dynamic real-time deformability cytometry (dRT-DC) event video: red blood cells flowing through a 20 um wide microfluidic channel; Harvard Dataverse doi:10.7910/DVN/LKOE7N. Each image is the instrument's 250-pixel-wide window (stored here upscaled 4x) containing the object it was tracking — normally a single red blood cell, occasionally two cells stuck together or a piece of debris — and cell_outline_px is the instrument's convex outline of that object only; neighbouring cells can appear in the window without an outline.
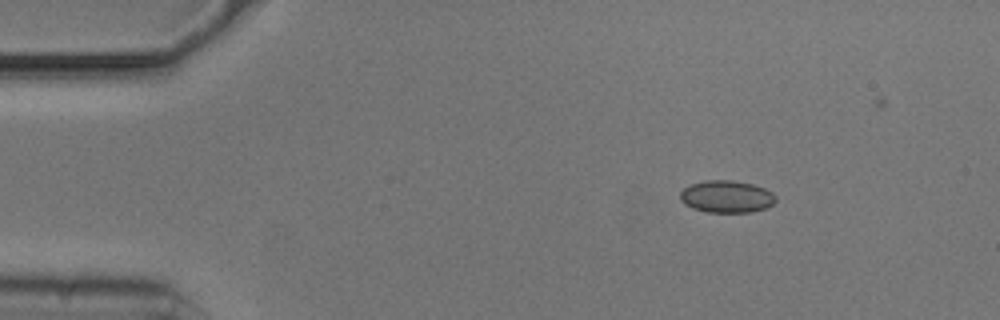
{"species": "common noctule bat (a hibernating species)", "species_latin": "Nyctalus noctula", "temperature_condition": "cold", "stored_images_in_passage": 47, "camera_frame_rate_fps": 3000, "um_per_image_px": 0.085, "animal": {"sex": "male", "body_mass_g": 20.5, "forearm_length_mm": 52.5}, "frame": {"image": 1, "passage_image": 1, "time_ms": 0.0, "image_size_px": [1000, 320], "cell_outline_px": [[776, 200], [772, 204], [764, 208], [752, 212], [708, 212], [692, 208], [684, 204], [680, 200], [680, 192], [684, 188], [692, 184], [704, 180], [732, 180], [752, 184], [764, 188], [772, 192], [776, 196]], "centroid_in_image_um": [61.75, 16.71], "position_along_channel_um": 23.3, "area_um2": 17.92}}
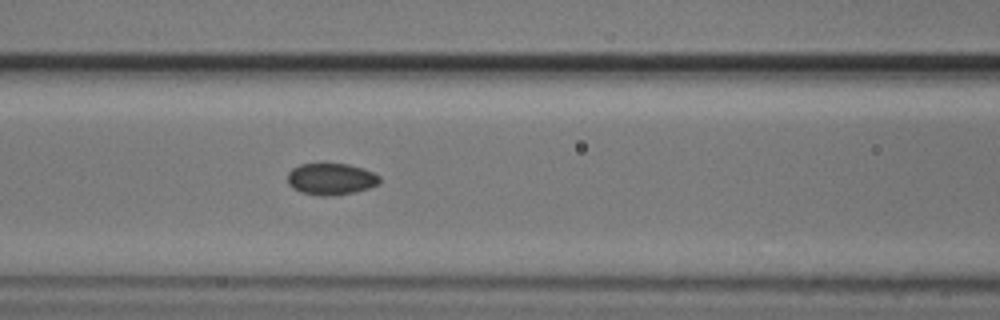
{"frame": {"image": 2, "passage_image": 16, "time_ms": 5.0, "image_size_px": [1000, 320], "cell_outline_px": [[380, 184], [368, 188], [352, 192], [332, 196], [320, 196], [300, 192], [292, 188], [288, 184], [288, 172], [292, 168], [300, 164], [348, 164], [364, 168], [380, 176]], "centroid_in_image_um": [28.13, 15.22], "position_along_channel_um": 138.5, "area_um2": 17.05}}
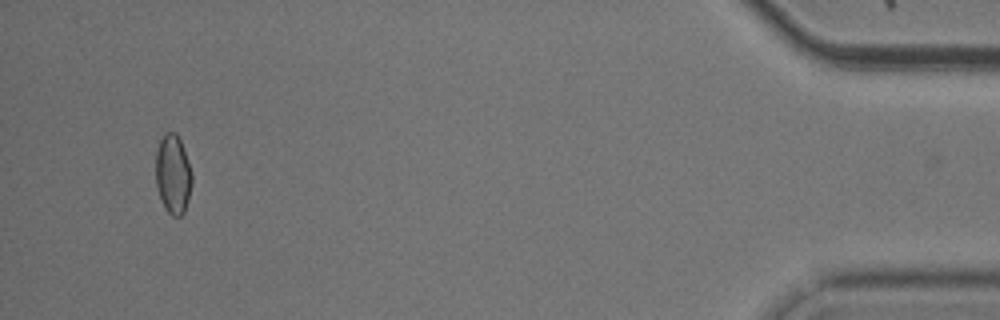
{"frame": {"image": 3, "passage_image": 45, "time_ms": 14.667, "image_size_px": [1000, 320], "cell_outline_px": [[192, 184], [188, 200], [184, 212], [180, 216], [172, 216], [168, 212], [160, 196], [156, 184], [156, 152], [160, 140], [164, 132], [176, 132], [180, 140], [192, 176]], "centroid_in_image_um": [14.7, 14.8], "position_along_channel_um": 420.5, "area_um2": 16.42}, "authors_computed_cell_mechanics": {"area_um2": 16.762, "velocity_mm_per_s": 3.7131, "shape_relaxation_time_tau1_ms": null, "shape_relaxation_time_tau2_ms": 2.9556, "deformation_change_tau1": null, "deformation_change_tau2": 0.0528}}